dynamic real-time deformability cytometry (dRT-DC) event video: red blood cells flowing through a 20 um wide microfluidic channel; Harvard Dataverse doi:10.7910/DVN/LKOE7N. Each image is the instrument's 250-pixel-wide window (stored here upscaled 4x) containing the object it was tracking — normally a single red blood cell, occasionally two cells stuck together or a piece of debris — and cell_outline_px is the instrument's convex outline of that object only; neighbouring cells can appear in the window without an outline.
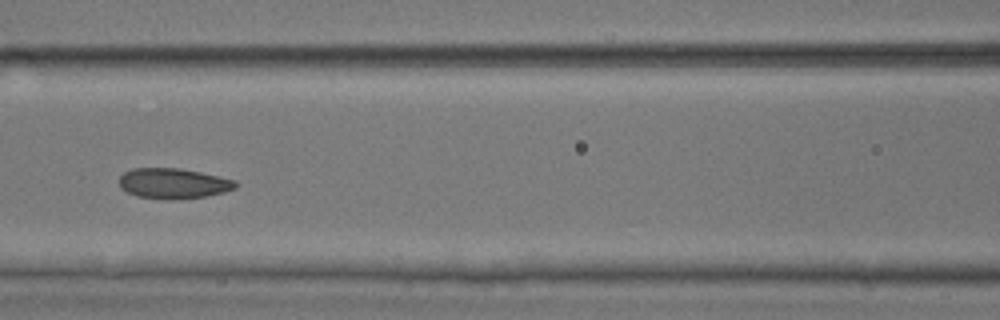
{"species": "common noctule bat (a hibernating species)", "species_latin": "Nyctalus noctula", "temperature_condition": "room temperature", "stored_images_in_passage": 52, "camera_frame_rate_fps": 3000, "um_per_image_px": 0.085, "animal": {"sex": "male", "body_mass_g": 17.9, "forearm_length_mm": 54.2}, "frame": {"image": 1, "passage_image": 23, "time_ms": 7.333, "image_size_px": [1000, 320], "cell_outline_px": [[240, 184], [236, 188], [224, 192], [204, 196], [136, 196], [120, 188], [120, 176], [124, 172], [132, 168], [180, 168], [200, 172], [236, 180]], "centroid_in_image_um": [14.76, 15.53], "position_along_channel_um": 151.8, "area_um2": 19.65}, "authors_computed_cell_mechanics": {"area_um2": 20.7502, "velocity_mm_per_s": 3.9336, "shape_relaxation_time_tau1_ms": 4.8847, "shape_relaxation_time_tau2_ms": 1.6556, "deformation_change_tau1": 0.1133, "deformation_change_tau2": 0.06}}